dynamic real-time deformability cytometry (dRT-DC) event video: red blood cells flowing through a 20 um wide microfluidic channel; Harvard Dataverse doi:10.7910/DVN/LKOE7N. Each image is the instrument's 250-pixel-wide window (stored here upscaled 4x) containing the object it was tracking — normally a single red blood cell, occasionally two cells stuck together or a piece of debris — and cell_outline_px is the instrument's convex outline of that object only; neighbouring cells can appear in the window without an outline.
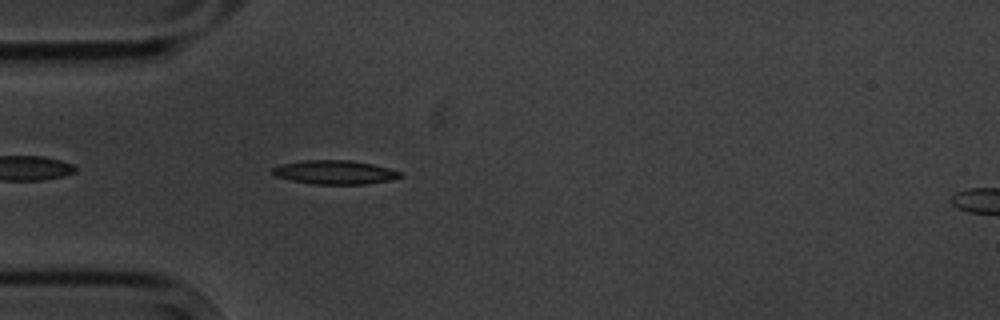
{"species": "common noctule bat (a hibernating species)", "species_latin": "Nyctalus noctula", "temperature_condition": "cold", "stored_images_in_passage": 3, "segment_of_instrument_passage": [1, 2], "camera_frame_rate_fps": 3000, "um_per_image_px": 0.085, "animal": {"sex": "male", "body_mass_g": 20.1, "forearm_length_mm": 53.5}, "frame": {"image": 1, "passage_image": 2, "time_ms": 1.0, "image_size_px": [1000, 320], "cell_outline_px": [[404, 176], [388, 180], [364, 184], [316, 184], [292, 180], [276, 176], [272, 172], [272, 168], [280, 164], [304, 160], [352, 160], [372, 164], [388, 168], [400, 172]], "centroid_in_image_um": [28.44, 14.63], "position_along_channel_um": 56.6, "area_um2": 17.57}}